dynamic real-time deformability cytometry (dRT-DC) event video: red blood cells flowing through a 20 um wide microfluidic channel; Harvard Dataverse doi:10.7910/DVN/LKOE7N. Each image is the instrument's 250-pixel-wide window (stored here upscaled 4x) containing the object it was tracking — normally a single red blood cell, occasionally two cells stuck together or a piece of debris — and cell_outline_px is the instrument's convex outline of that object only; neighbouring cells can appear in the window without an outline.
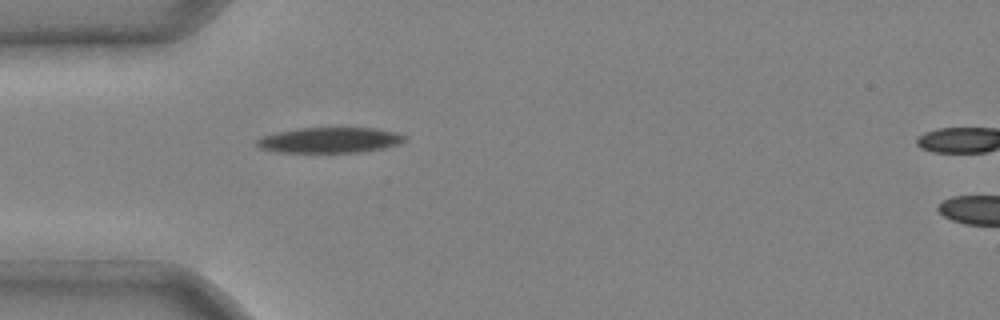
{"species": "common noctule bat (a hibernating species)", "species_latin": "Nyctalus noctula", "temperature_condition": "cold", "stored_images_in_passage": 2, "camera_frame_rate_fps": 3000, "um_per_image_px": 0.085, "animal": {"sex": "male", "body_mass_g": 20.4}, "frame": {"image": 1, "passage_image": 1, "time_ms": 0.0, "image_size_px": [1000, 320], "cell_outline_px": [[408, 140], [400, 144], [384, 148], [360, 152], [276, 152], [260, 148], [256, 144], [256, 140], [260, 136], [276, 132], [296, 128], [376, 128], [396, 132], [408, 136]], "centroid_in_image_um": [28.05, 11.9], "position_along_channel_um": 56.9, "area_um2": 22.25}}